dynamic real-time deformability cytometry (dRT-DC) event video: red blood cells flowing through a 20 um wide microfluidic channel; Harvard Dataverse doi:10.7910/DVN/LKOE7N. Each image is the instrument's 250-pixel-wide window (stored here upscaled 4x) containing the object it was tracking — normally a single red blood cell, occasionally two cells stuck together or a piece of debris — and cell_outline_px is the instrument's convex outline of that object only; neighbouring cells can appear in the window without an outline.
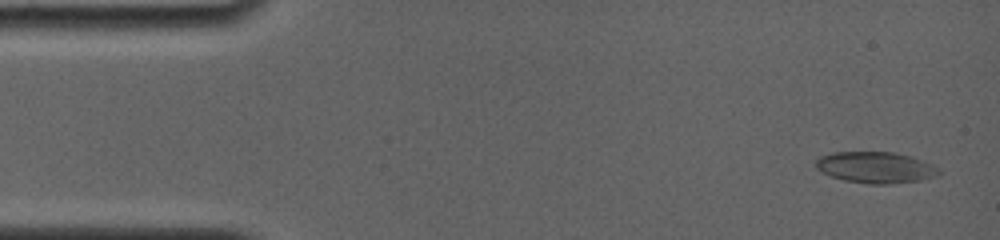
{"species": "common noctule bat (a hibernating species)", "species_latin": "Nyctalus noctula", "temperature_condition": "room temperature", "stored_images_in_passage": 85, "camera_frame_rate_fps": 4000, "um_per_image_px": 0.085, "animal": {"sex": "female", "body_mass_g": 19.0, "forearm_length_mm": 56.7}, "frame": {"image": 1, "passage_image": 4, "time_ms": 0.5, "image_size_px": [1000, 240], "cell_outline_px": [[940, 172], [936, 176], [920, 180], [888, 184], [868, 184], [844, 180], [832, 176], [816, 168], [816, 160], [820, 156], [832, 152], [892, 152], [912, 156], [932, 164]], "centroid_in_image_um": [74.42, 14.22], "position_along_channel_um": 10.6, "area_um2": 22.25}}
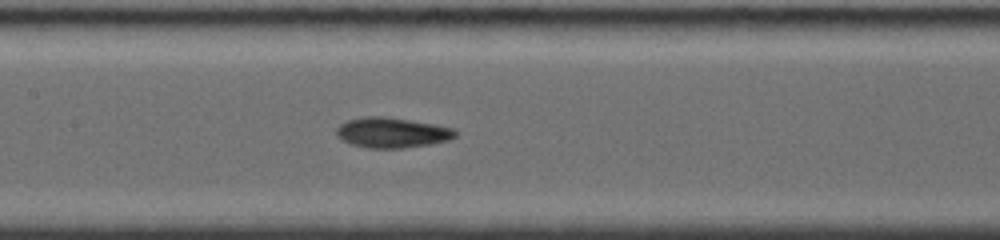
{"frame": {"image": 2, "passage_image": 48, "time_ms": 7.5, "image_size_px": [1000, 240], "cell_outline_px": [[456, 136], [448, 140], [432, 144], [404, 148], [368, 148], [352, 144], [336, 136], [336, 128], [340, 124], [348, 120], [364, 116], [384, 116], [432, 124], [452, 128], [456, 132]], "centroid_in_image_um": [33.29, 11.28], "position_along_channel_um": 174.1, "area_um2": 20.81}}
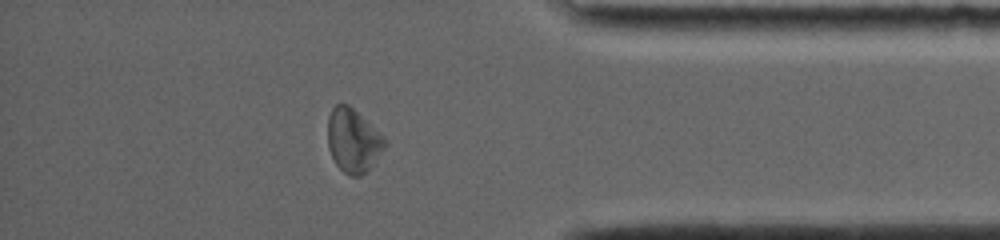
{"frame": {"image": 3, "passage_image": 74, "time_ms": 13.75, "image_size_px": [1000, 240], "cell_outline_px": [[388, 144], [372, 164], [360, 176], [348, 176], [336, 164], [328, 148], [328, 116], [332, 108], [336, 104], [348, 104], [384, 136], [388, 140]], "centroid_in_image_um": [30.02, 11.94], "position_along_channel_um": 405.2, "area_um2": 21.04}, "authors_computed_cell_mechanics": {"area_um2": 20.808, "velocity_mm_per_s": 3.8661, "shape_relaxation_time_tau1_ms": 8.3626, "shape_relaxation_time_tau2_ms": 2.4822, "deformation_change_tau1": 0.1727, "deformation_change_tau2": 0.0927}}